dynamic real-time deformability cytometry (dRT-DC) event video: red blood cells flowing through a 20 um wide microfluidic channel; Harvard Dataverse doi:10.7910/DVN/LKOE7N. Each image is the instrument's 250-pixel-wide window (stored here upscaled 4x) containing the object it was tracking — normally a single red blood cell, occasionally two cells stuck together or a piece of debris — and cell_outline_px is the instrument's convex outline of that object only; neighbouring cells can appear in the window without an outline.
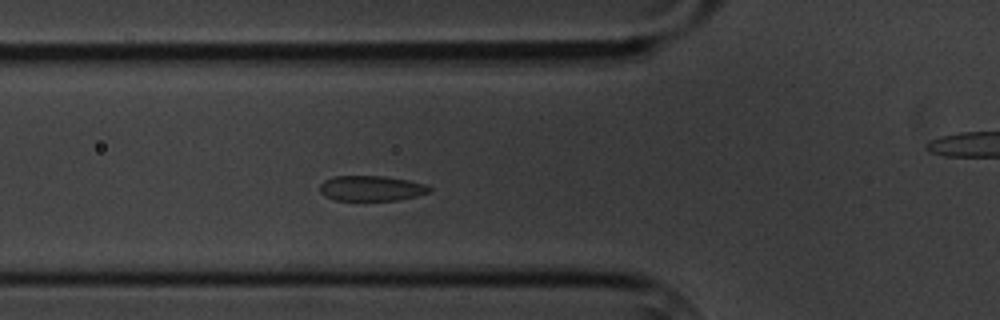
{"species": "common noctule bat (a hibernating species)", "species_latin": "Nyctalus noctula", "temperature_condition": "cold", "stored_images_in_passage": 6, "camera_frame_rate_fps": 3000, "um_per_image_px": 0.085, "animal": {"sex": "male", "body_mass_g": 20.1, "forearm_length_mm": 53.5}, "frame": {"image": 1, "passage_image": 5, "time_ms": 4.667, "image_size_px": [1000, 320], "cell_outline_px": [[432, 192], [400, 200], [336, 200], [324, 196], [320, 192], [320, 184], [324, 180], [332, 176], [384, 176], [408, 180], [428, 184], [432, 188]], "centroid_in_image_um": [31.59, 16.0], "position_along_channel_um": 94.2, "area_um2": 16.36}}